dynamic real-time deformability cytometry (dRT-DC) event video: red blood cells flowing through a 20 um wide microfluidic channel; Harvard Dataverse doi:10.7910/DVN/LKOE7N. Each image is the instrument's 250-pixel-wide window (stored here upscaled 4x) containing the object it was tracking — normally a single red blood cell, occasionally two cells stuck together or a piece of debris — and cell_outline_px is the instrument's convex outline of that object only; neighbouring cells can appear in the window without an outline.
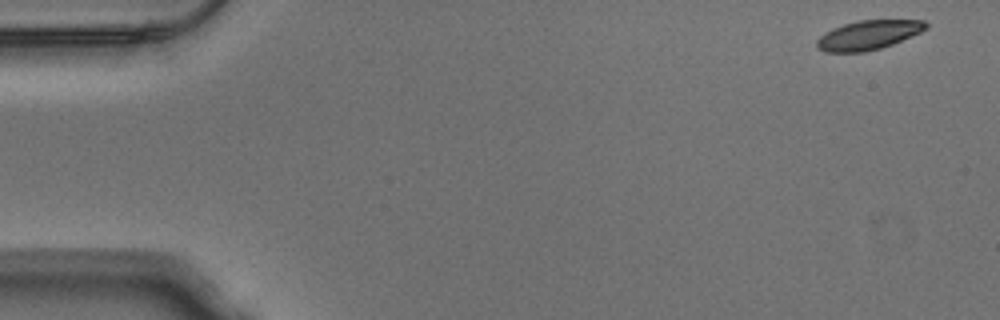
{"species": "Egyptian fruit bat (a non-hibernating species)", "species_latin": "Rousettus aegyptiacus", "temperature_condition": "warm", "stored_images_in_passage": 52, "camera_frame_rate_fps": 3000, "um_per_image_px": 0.085, "animal": {"sex": "male"}, "frame": {"image": 1, "passage_image": 1, "time_ms": 0.0, "image_size_px": [1000, 320], "cell_outline_px": [[928, 28], [920, 32], [892, 44], [880, 48], [864, 52], [824, 52], [816, 48], [816, 40], [824, 32], [832, 28], [844, 24], [860, 20], [924, 20], [928, 24]], "centroid_in_image_um": [73.77, 2.98], "position_along_channel_um": 11.2, "area_um2": 18.61}}
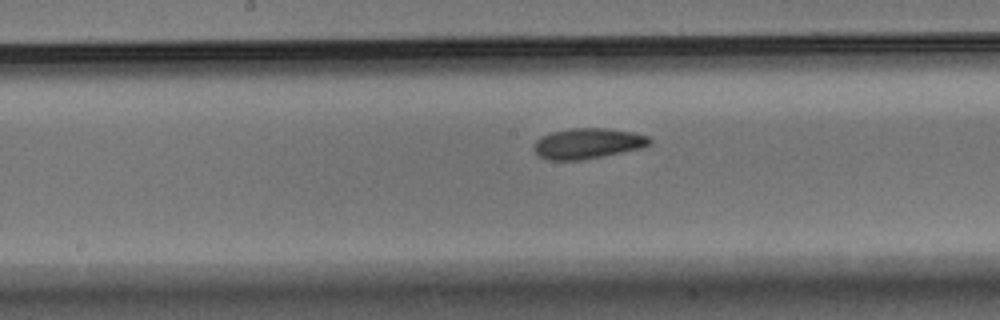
{"frame": {"image": 2, "passage_image": 26, "time_ms": 8.333, "image_size_px": [1000, 320], "cell_outline_px": [[652, 144], [640, 148], [604, 156], [584, 160], [552, 160], [540, 156], [532, 148], [536, 140], [552, 132], [572, 128], [604, 128], [632, 132], [648, 136], [652, 140]], "centroid_in_image_um": [49.98, 12.2], "position_along_channel_um": 198.2, "area_um2": 20.46}}
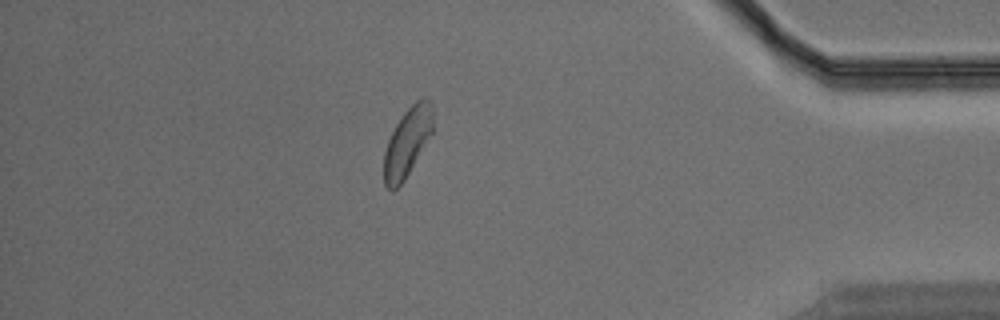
{"frame": {"image": 3, "passage_image": 45, "time_ms": 14.667, "image_size_px": [1000, 320], "cell_outline_px": [[432, 132], [404, 180], [392, 192], [384, 184], [384, 152], [388, 140], [396, 124], [404, 112], [416, 100], [424, 96], [428, 96], [432, 104]], "centroid_in_image_um": [34.62, 12.05], "position_along_channel_um": 400.6, "area_um2": 19.36}, "authors_computed_cell_mechanics": {"area_um2": 19.8832, "velocity_mm_per_s": 3.794, "shape_relaxation_time_tau1_ms": 6.4179, "shape_relaxation_time_tau2_ms": 5.6152, "deformation_change_tau1": 0.1398, "deformation_change_tau2": 0.1202}}